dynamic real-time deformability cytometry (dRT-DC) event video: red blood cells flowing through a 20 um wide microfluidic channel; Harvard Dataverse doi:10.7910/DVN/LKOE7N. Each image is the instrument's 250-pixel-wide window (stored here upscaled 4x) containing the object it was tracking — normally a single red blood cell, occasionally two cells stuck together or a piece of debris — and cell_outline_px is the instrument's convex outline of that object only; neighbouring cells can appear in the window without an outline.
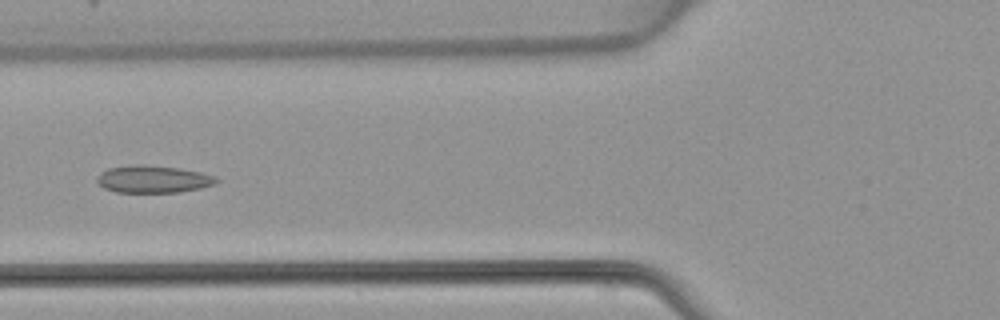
{"species": "common noctule bat (a hibernating species)", "species_latin": "Nyctalus noctula", "temperature_condition": "warm", "stored_images_in_passage": 6, "camera_frame_rate_fps": 3000, "um_per_image_px": 0.085, "animal": {"sex": "female", "body_mass_g": 22.7, "forearm_length_mm": 54.2}, "frame": {"image": 1, "passage_image": 6, "time_ms": 6.0, "image_size_px": [1000, 320], "cell_outline_px": [[220, 180], [216, 184], [200, 188], [180, 192], [116, 192], [104, 188], [96, 180], [96, 176], [100, 172], [108, 168], [136, 164], [176, 168], [200, 172], [216, 176]], "centroid_in_image_um": [13.02, 15.23], "position_along_channel_um": 112.8, "area_um2": 18.96}}